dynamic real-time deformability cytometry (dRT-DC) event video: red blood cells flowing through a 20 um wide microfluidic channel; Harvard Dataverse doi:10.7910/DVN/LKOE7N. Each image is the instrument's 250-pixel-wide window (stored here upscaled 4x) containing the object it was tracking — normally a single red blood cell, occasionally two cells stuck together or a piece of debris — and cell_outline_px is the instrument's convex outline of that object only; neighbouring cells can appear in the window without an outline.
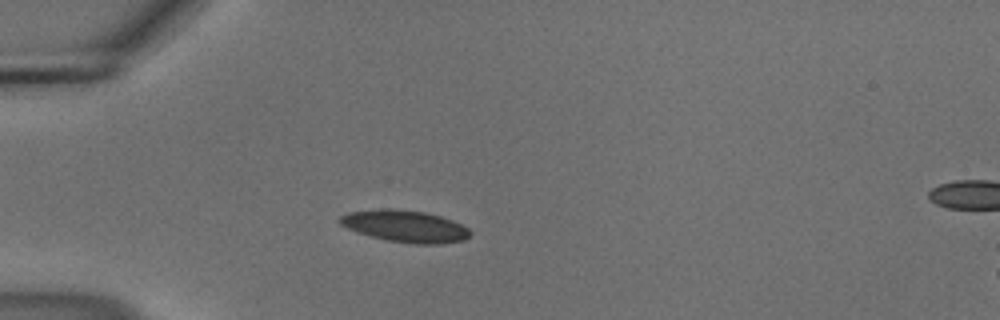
{"species": "common noctule bat (a hibernating species)", "species_latin": "Nyctalus noctula", "temperature_condition": "cold", "stored_images_in_passage": 40, "camera_frame_rate_fps": 3000, "um_per_image_px": 0.085, "animal": {"sex": "male", "body_mass_g": 18.8}, "frame": {"image": 1, "passage_image": 1, "time_ms": 0.0, "image_size_px": [1000, 320], "cell_outline_px": [[472, 232], [464, 240], [440, 244], [416, 244], [388, 240], [372, 236], [348, 228], [340, 224], [336, 220], [340, 216], [348, 212], [380, 208], [392, 208], [424, 212], [440, 216], [452, 220], [468, 228]], "centroid_in_image_um": [34.42, 19.21], "position_along_channel_um": 50.6, "area_um2": 24.1}}
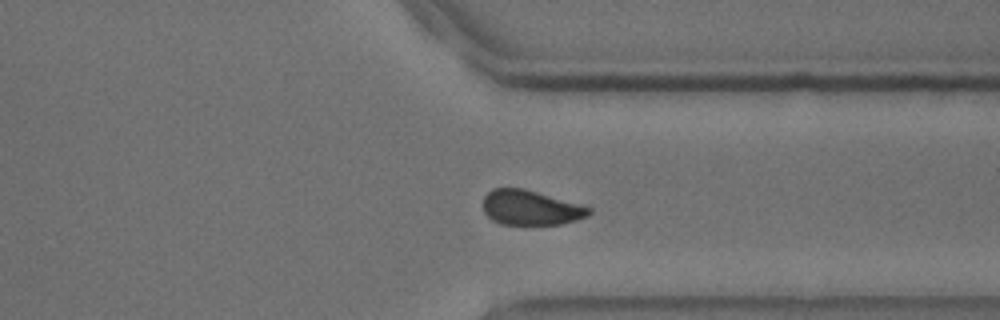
{"frame": {"image": 2, "passage_image": 28, "time_ms": 9.0, "image_size_px": [1000, 320], "cell_outline_px": [[592, 212], [588, 216], [576, 220], [560, 224], [500, 224], [492, 220], [484, 212], [484, 196], [492, 188], [524, 188], [592, 208]], "centroid_in_image_um": [45.09, 17.65], "position_along_channel_um": 366.3, "area_um2": 21.33}}
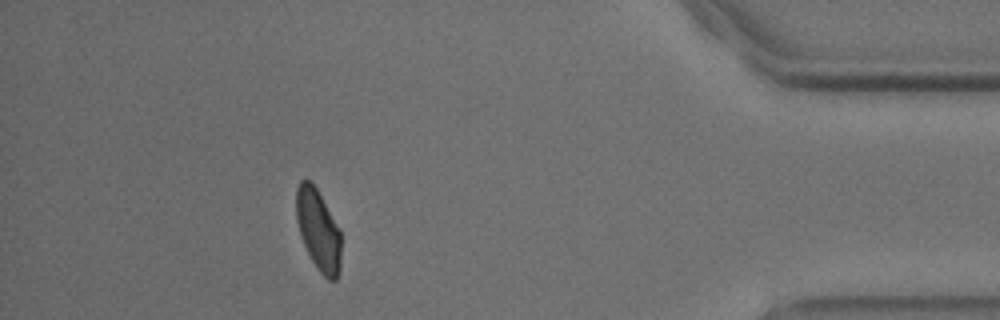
{"frame": {"image": 3, "passage_image": 35, "time_ms": 11.333, "image_size_px": [1000, 320], "cell_outline_px": [[340, 268], [336, 280], [328, 280], [316, 268], [300, 236], [296, 220], [296, 188], [300, 180], [308, 180], [316, 188], [340, 232]], "centroid_in_image_um": [27.03, 19.57], "position_along_channel_um": 408.2, "area_um2": 20.81}, "authors_computed_cell_mechanics": {"area_um2": 22.7443, "velocity_mm_per_s": 3.682, "shape_relaxation_time_tau1_ms": 6.5304, "shape_relaxation_time_tau2_ms": 8.676, "deformation_change_tau1": 0.1118, "deformation_change_tau2": 0.1241}}